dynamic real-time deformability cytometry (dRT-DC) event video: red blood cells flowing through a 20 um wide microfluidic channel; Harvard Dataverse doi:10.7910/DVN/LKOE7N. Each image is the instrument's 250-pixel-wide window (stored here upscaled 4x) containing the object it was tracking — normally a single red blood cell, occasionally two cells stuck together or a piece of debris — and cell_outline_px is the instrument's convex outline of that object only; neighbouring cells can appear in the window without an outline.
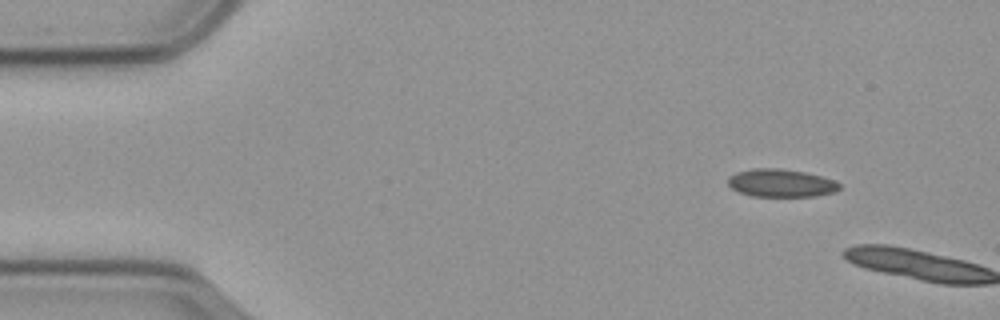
{"species": "common noctule bat (a hibernating species)", "species_latin": "Nyctalus noctula", "temperature_condition": "cold", "stored_images_in_passage": 3, "camera_frame_rate_fps": 3000, "um_per_image_px": 0.085, "animal": {"sex": "male", "body_mass_g": 23.1, "forearm_length_mm": 52.7}, "frame": {"image": 1, "passage_image": 1, "time_ms": 0.0, "image_size_px": [1000, 320], "cell_outline_px": [[840, 188], [836, 192], [816, 196], [752, 196], [740, 192], [732, 188], [728, 184], [728, 176], [736, 172], [756, 168], [776, 168], [804, 172], [820, 176], [832, 180], [840, 184]], "centroid_in_image_um": [66.37, 15.56], "position_along_channel_um": 18.6, "area_um2": 17.98}}